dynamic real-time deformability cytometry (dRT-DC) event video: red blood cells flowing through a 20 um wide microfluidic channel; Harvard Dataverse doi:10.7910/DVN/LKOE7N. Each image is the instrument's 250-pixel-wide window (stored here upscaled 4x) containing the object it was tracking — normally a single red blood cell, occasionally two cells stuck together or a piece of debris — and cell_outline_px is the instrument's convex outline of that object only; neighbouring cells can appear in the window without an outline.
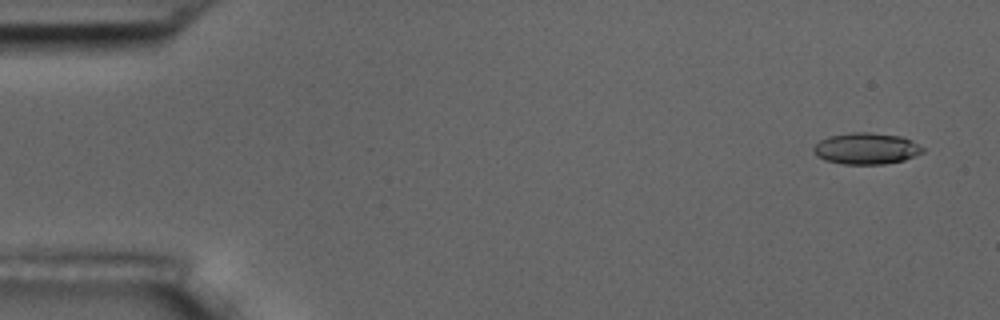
{"species": "common noctule bat (a hibernating species)", "species_latin": "Nyctalus noctula", "temperature_condition": "room temperature", "stored_images_in_passage": 55, "camera_frame_rate_fps": 3000, "um_per_image_px": 0.085, "animal": {"sex": "male", "body_mass_g": 17.5, "forearm_length_mm": 52.3}, "frame": {"image": 1, "passage_image": 3, "time_ms": 0.667, "image_size_px": [1000, 320], "cell_outline_px": [[924, 152], [904, 160], [884, 164], [840, 164], [824, 160], [816, 156], [812, 148], [820, 140], [828, 136], [852, 132], [868, 132], [904, 136], [912, 140], [924, 148]], "centroid_in_image_um": [73.63, 12.62], "position_along_channel_um": 11.4, "area_um2": 20.23}}
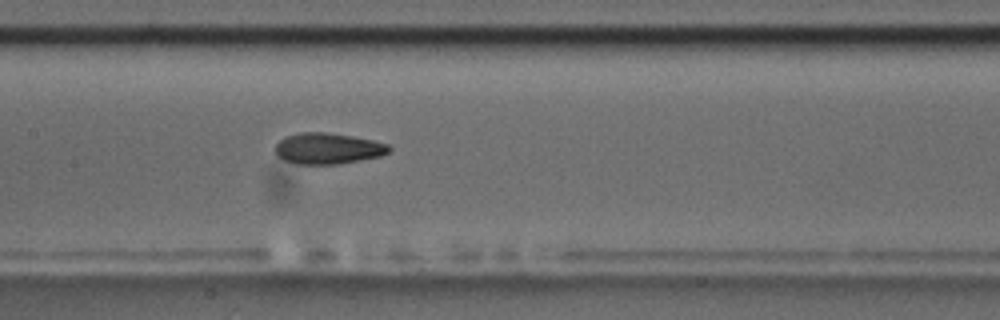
{"frame": {"image": 2, "passage_image": 27, "time_ms": 8.667, "image_size_px": [1000, 320], "cell_outline_px": [[392, 148], [388, 152], [380, 156], [360, 160], [336, 164], [296, 164], [284, 160], [276, 156], [276, 144], [284, 136], [300, 132], [324, 132], [352, 136], [372, 140], [388, 144]], "centroid_in_image_um": [27.84, 12.62], "position_along_channel_um": 179.6, "area_um2": 20.58}}
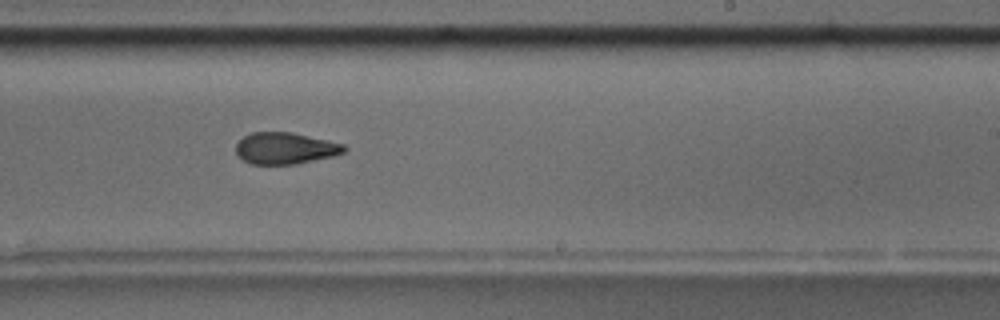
{"frame": {"image": 3, "passage_image": 34, "time_ms": 11.0, "image_size_px": [1000, 320], "cell_outline_px": [[348, 148], [344, 152], [332, 156], [292, 164], [252, 164], [236, 156], [236, 144], [244, 136], [252, 132], [292, 132], [328, 140], [344, 144]], "centroid_in_image_um": [24.23, 12.59], "position_along_channel_um": 264.8, "area_um2": 19.83}, "authors_computed_cell_mechanics": {"area_um2": 20.5768, "velocity_mm_per_s": 3.6681, "shape_relaxation_time_tau1_ms": 4.7651, "shape_relaxation_time_tau2_ms": 1.9041, "deformation_change_tau1": 0.1562, "deformation_change_tau2": 0.0784}}